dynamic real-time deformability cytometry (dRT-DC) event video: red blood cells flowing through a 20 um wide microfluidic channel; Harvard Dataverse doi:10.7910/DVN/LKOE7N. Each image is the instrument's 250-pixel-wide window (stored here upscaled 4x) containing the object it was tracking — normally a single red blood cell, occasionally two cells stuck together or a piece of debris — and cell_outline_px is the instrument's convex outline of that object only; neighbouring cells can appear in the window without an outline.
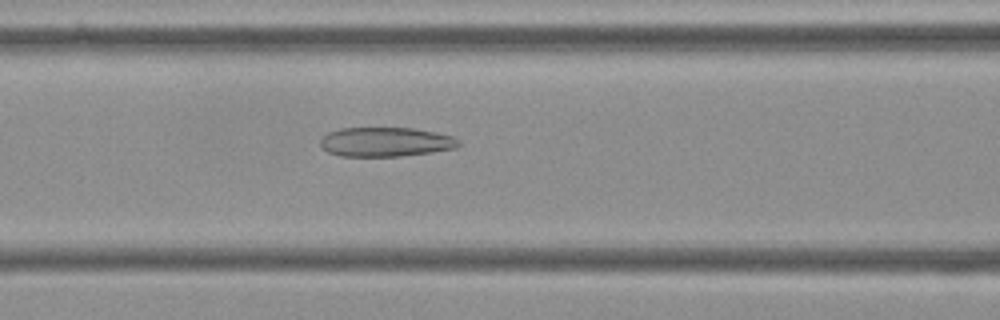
{"species": "Egyptian fruit bat (a non-hibernating species)", "species_latin": "Rousettus aegyptiacus", "temperature_condition": "cold", "stored_images_in_passage": 22, "camera_frame_rate_fps": 3000, "um_per_image_px": 0.085, "frame": {"image": 1, "passage_image": 14, "time_ms": 4.333, "image_size_px": [1000, 320], "cell_outline_px": [[460, 144], [456, 148], [400, 156], [340, 156], [328, 152], [320, 144], [320, 140], [328, 132], [340, 128], [416, 128], [436, 132], [452, 136], [460, 140]], "centroid_in_image_um": [32.78, 12.05], "position_along_channel_um": 133.8, "area_um2": 23.58}}
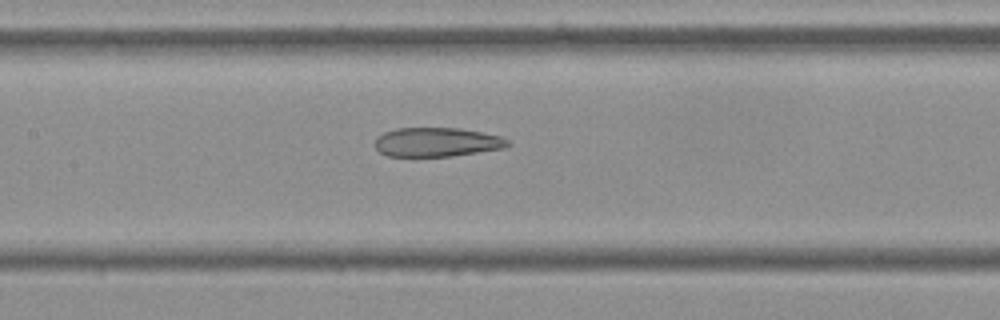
{"frame": {"image": 2, "passage_image": 17, "time_ms": 5.333, "image_size_px": [1000, 320], "cell_outline_px": [[512, 144], [504, 148], [452, 156], [388, 156], [380, 152], [376, 148], [376, 136], [384, 132], [396, 128], [460, 128], [500, 136], [508, 140]], "centroid_in_image_um": [37.13, 12.08], "position_along_channel_um": 170.3, "area_um2": 22.48}}
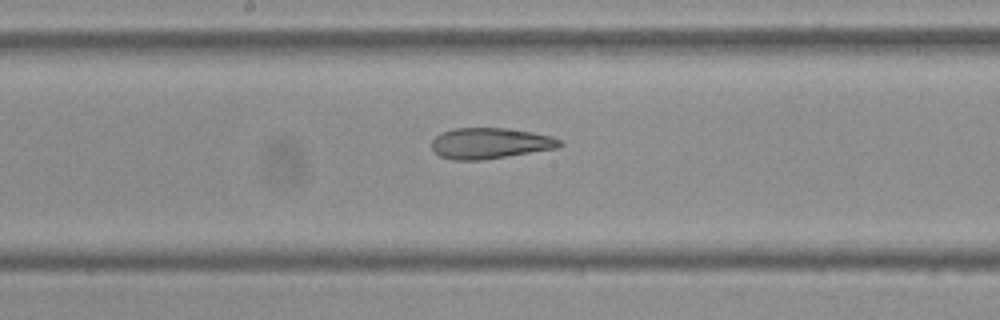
{"frame": {"image": 3, "passage_image": 20, "time_ms": 6.333, "image_size_px": [1000, 320], "cell_outline_px": [[564, 144], [560, 148], [508, 156], [480, 160], [452, 160], [440, 156], [432, 148], [432, 140], [440, 132], [452, 128], [504, 128], [532, 132], [552, 136], [560, 140]], "centroid_in_image_um": [41.67, 12.18], "position_along_channel_um": 206.5, "area_um2": 23.18}}